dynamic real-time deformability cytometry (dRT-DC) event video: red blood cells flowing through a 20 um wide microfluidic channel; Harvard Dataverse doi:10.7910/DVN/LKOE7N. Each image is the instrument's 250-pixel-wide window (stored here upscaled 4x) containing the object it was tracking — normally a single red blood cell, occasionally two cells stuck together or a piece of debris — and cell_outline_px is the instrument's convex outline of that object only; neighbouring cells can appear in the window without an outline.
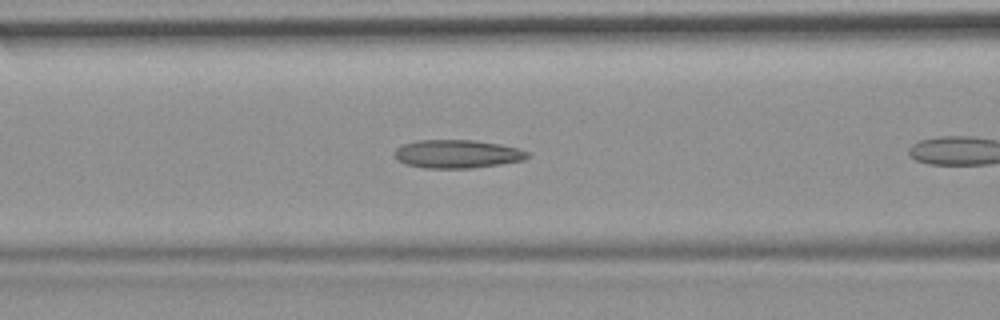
{"species": "common noctule bat (a hibernating species)", "species_latin": "Nyctalus noctula", "temperature_condition": "room temperature", "stored_images_in_passage": 9, "camera_frame_rate_fps": 3000, "um_per_image_px": 0.085, "animal": {"sex": "female", "body_mass_g": 19.9}, "frame": {"image": 1, "passage_image": 8, "time_ms": 2.333, "image_size_px": [1000, 320], "cell_outline_px": [[532, 156], [524, 160], [500, 164], [472, 168], [424, 168], [404, 164], [396, 156], [396, 148], [404, 144], [416, 140], [476, 140], [500, 144], [516, 148], [528, 152]], "centroid_in_image_um": [38.9, 13.09], "position_along_channel_um": 127.7, "area_um2": 21.91}}